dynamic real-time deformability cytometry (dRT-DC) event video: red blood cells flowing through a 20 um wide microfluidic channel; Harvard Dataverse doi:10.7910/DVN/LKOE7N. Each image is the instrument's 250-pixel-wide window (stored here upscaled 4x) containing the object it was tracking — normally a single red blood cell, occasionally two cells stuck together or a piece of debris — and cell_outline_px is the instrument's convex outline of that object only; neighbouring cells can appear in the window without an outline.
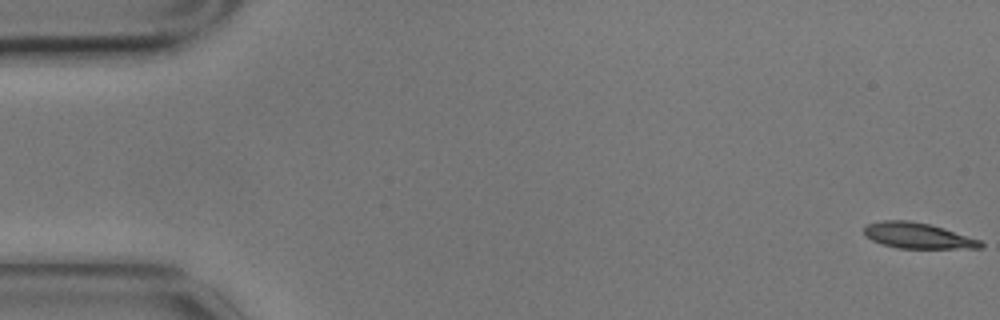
{"species": "common noctule bat (a hibernating species)", "species_latin": "Nyctalus noctula", "temperature_condition": "cold", "stored_images_in_passage": 5, "camera_frame_rate_fps": 3000, "um_per_image_px": 0.085, "animal": {"sex": "male", "body_mass_g": 17.9}, "frame": {"image": 1, "passage_image": 1, "time_ms": 0.0, "image_size_px": [1000, 320], "cell_outline_px": [[984, 244], [980, 248], [896, 248], [880, 244], [864, 236], [864, 228], [868, 224], [880, 220], [908, 220], [928, 224], [944, 228], [980, 240]], "centroid_in_image_um": [77.96, 20.03], "position_along_channel_um": 7.0, "area_um2": 17.46}}
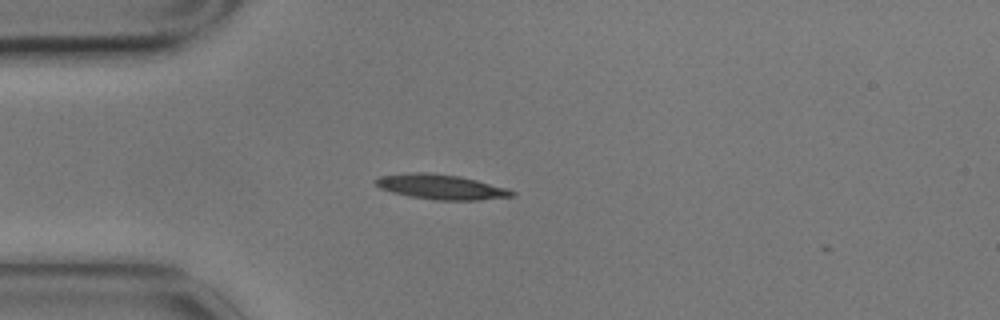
{"frame": {"image": 2, "passage_image": 5, "time_ms": 1.333, "image_size_px": [1000, 320], "cell_outline_px": [[516, 196], [480, 200], [436, 200], [408, 196], [392, 192], [380, 188], [372, 180], [380, 176], [412, 172], [432, 172], [460, 176], [508, 188], [516, 192]], "centroid_in_image_um": [37.5, 15.88], "position_along_channel_um": 47.5, "area_um2": 20.0}}